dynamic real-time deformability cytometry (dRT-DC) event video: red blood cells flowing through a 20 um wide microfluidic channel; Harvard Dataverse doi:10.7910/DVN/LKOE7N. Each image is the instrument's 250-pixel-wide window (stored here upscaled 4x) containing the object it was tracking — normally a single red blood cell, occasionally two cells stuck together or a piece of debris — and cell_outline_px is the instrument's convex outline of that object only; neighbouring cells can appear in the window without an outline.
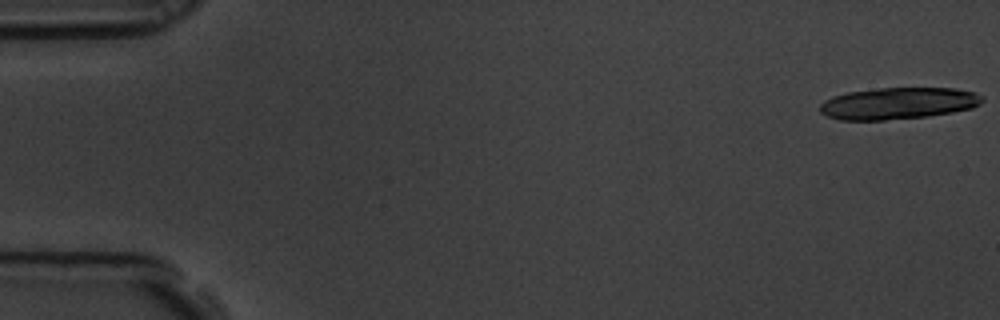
{"species": "common noctule bat (a hibernating species)", "species_latin": "Nyctalus noctula", "temperature_condition": "room temperature", "stored_images_in_passage": 6, "camera_frame_rate_fps": 3000, "um_per_image_px": 0.085, "animal": {"sex": "male", "body_mass_g": 19.5, "forearm_length_mm": 54.6}, "frame": {"image": 1, "passage_image": 1, "time_ms": 0.0, "image_size_px": [1000, 320], "cell_outline_px": [[984, 100], [980, 104], [972, 108], [952, 112], [928, 116], [884, 120], [840, 120], [828, 116], [820, 112], [820, 104], [824, 100], [832, 96], [848, 92], [880, 88], [956, 88], [976, 92], [984, 96]], "centroid_in_image_um": [76.37, 8.78], "position_along_channel_um": 8.6, "area_um2": 30.17}}